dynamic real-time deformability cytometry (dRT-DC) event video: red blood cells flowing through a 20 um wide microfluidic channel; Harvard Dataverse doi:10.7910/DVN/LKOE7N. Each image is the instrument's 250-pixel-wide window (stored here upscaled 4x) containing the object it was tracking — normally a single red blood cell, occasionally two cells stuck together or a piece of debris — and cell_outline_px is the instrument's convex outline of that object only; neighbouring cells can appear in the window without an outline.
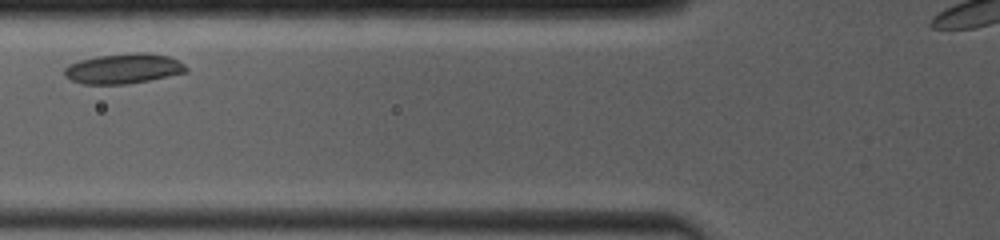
{"species": "common noctule bat (a hibernating species)", "species_latin": "Nyctalus noctula", "temperature_condition": "room temperature", "stored_images_in_passage": 35, "camera_frame_rate_fps": 4000, "um_per_image_px": 0.085, "animal": {"sex": "female", "body_mass_g": 19.0, "forearm_length_mm": 53.3}, "frame": {"image": 1, "passage_image": 7, "time_ms": 1.75, "image_size_px": [1000, 240], "cell_outline_px": [[188, 72], [128, 84], [84, 84], [72, 80], [64, 76], [64, 68], [68, 64], [80, 60], [96, 56], [132, 52], [148, 52], [168, 56], [184, 64], [188, 68]], "centroid_in_image_um": [10.49, 5.82], "position_along_channel_um": 115.3, "area_um2": 21.44}}
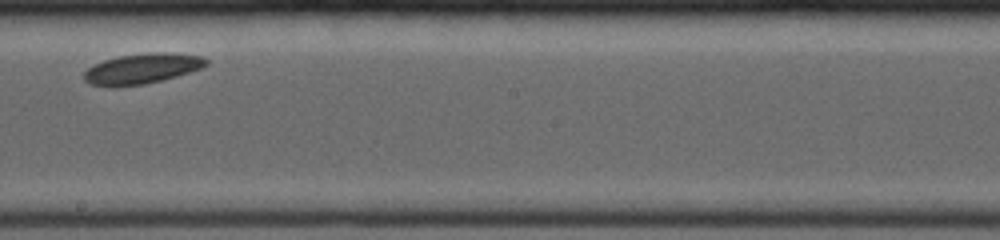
{"frame": {"image": 2, "passage_image": 18, "time_ms": 5.0, "image_size_px": [1000, 240], "cell_outline_px": [[208, 64], [200, 68], [176, 76], [144, 84], [116, 88], [112, 88], [88, 84], [84, 80], [84, 72], [88, 68], [104, 60], [120, 56], [148, 52], [172, 52], [204, 56], [208, 60]], "centroid_in_image_um": [12.05, 5.84], "position_along_channel_um": 236.1, "area_um2": 21.79}}
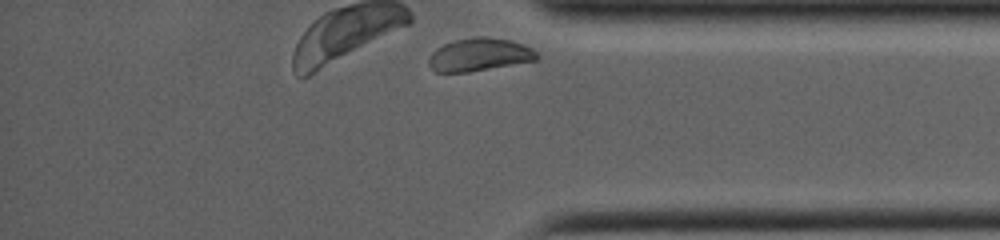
{"frame": {"image": 3, "passage_image": 34, "time_ms": 9.25, "image_size_px": [1000, 240], "cell_outline_px": [[540, 56], [536, 60], [468, 72], [436, 72], [428, 64], [428, 56], [436, 48], [444, 44], [456, 40], [476, 36], [484, 36], [512, 40], [524, 44], [532, 48]], "centroid_in_image_um": [40.74, 4.63], "position_along_channel_um": 394.5, "area_um2": 20.81}}